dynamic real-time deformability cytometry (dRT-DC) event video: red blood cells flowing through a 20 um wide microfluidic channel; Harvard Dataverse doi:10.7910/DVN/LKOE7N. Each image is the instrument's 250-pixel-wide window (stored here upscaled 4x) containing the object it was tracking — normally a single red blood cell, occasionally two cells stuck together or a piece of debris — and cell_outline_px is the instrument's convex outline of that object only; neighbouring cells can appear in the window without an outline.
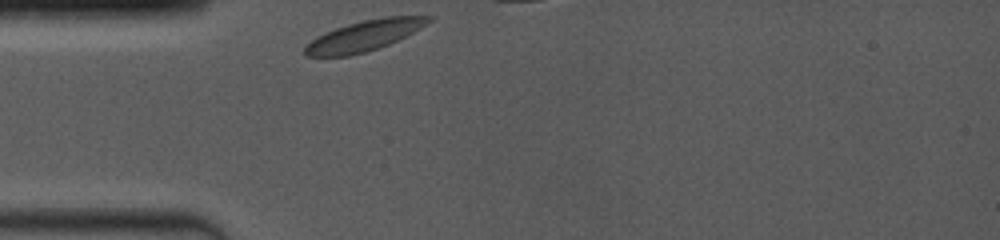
{"species": "common noctule bat (a hibernating species)", "species_latin": "Nyctalus noctula", "temperature_condition": "room temperature", "stored_images_in_passage": 13, "camera_frame_rate_fps": 4000, "um_per_image_px": 0.085, "animal": {"sex": "female", "body_mass_g": 19.0, "forearm_length_mm": 53.3}, "frame": {"image": 1, "passage_image": 1, "time_ms": 0.0, "image_size_px": [1000, 240], "cell_outline_px": [[436, 16], [432, 20], [420, 28], [388, 44], [364, 52], [348, 56], [304, 56], [304, 48], [316, 36], [336, 28], [348, 24], [364, 20], [384, 16]], "centroid_in_image_um": [30.95, 3.02], "position_along_channel_um": 54.1, "area_um2": 21.62}}
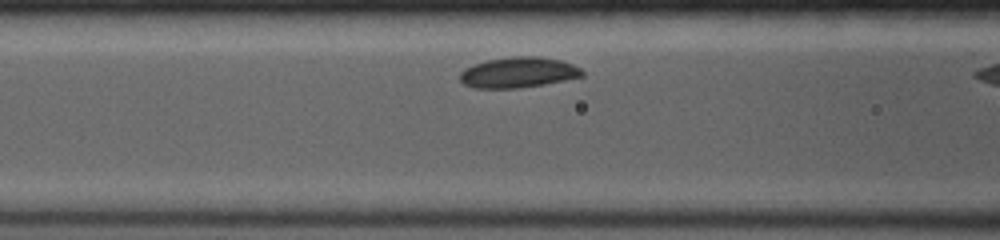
{"frame": {"image": 2, "passage_image": 11, "time_ms": 2.0, "image_size_px": [1000, 240], "cell_outline_px": [[584, 76], [544, 84], [520, 88], [472, 88], [464, 84], [460, 80], [460, 72], [464, 68], [472, 64], [488, 60], [512, 56], [536, 56], [560, 60], [572, 64], [580, 68], [584, 72]], "centroid_in_image_um": [44.03, 6.16], "position_along_channel_um": 122.6, "area_um2": 21.85}}